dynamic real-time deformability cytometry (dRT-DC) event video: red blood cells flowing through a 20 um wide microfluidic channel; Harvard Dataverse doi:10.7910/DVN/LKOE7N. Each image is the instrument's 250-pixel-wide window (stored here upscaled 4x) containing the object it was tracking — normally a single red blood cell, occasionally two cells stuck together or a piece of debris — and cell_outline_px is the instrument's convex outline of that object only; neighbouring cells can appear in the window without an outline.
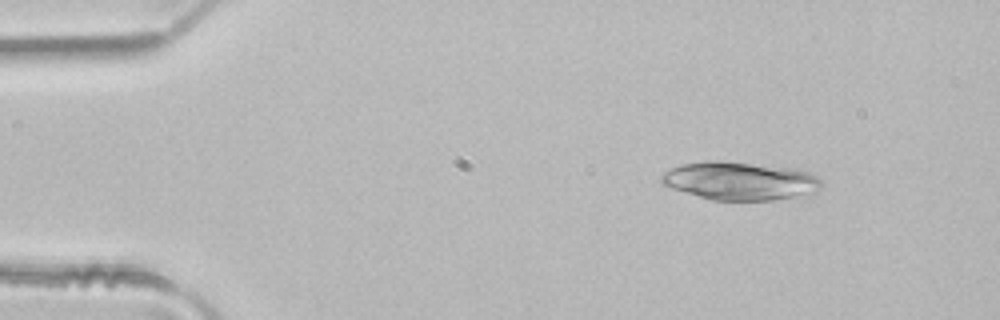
{"species": "common noctule bat (a hibernating species)", "species_latin": "Nyctalus noctula", "temperature_condition": "room temperature", "stored_images_in_passage": 48, "camera_frame_rate_fps": 3000, "um_per_image_px": 0.085, "animal": {"sex": "male", "body_mass_g": 21.5, "forearm_length_mm": 52.0}, "frame": {"image": 1, "passage_image": 6, "time_ms": 1.667, "image_size_px": [1000, 320], "cell_outline_px": [[824, 184], [820, 188], [812, 192], [772, 200], [712, 200], [672, 188], [660, 184], [660, 176], [664, 172], [680, 164], [704, 160], [720, 160], [796, 168], [808, 172], [816, 176]], "centroid_in_image_um": [62.84, 15.35], "position_along_channel_um": 22.2, "area_um2": 35.6}}